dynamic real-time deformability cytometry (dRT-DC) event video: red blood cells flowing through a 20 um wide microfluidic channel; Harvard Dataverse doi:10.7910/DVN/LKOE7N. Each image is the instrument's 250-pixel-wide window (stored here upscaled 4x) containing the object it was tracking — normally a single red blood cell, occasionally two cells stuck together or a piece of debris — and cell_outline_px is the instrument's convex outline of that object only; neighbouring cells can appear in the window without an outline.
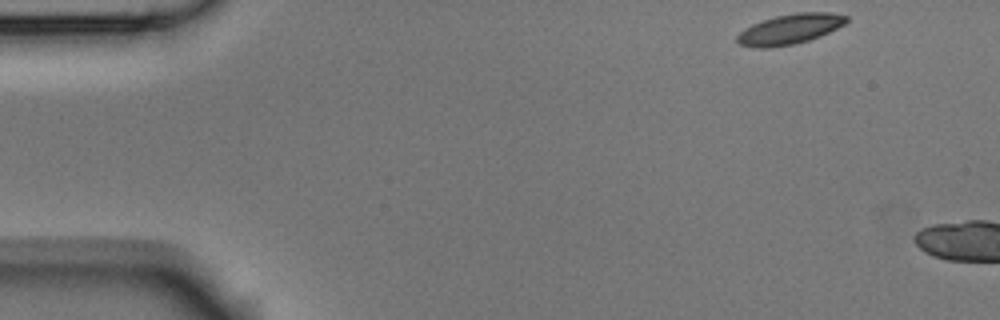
{"species": "Egyptian fruit bat (a non-hibernating species)", "species_latin": "Rousettus aegyptiacus", "temperature_condition": "room temperature", "stored_images_in_passage": 3, "camera_frame_rate_fps": 3000, "um_per_image_px": 0.085, "animal": {"sex": "male"}, "frame": {"image": 1, "passage_image": 1, "time_ms": 0.0, "image_size_px": [1000, 320], "cell_outline_px": [[848, 20], [844, 24], [820, 36], [808, 40], [792, 44], [764, 48], [760, 48], [740, 44], [736, 40], [736, 36], [744, 28], [752, 24], [776, 16], [796, 12], [828, 12], [848, 16]], "centroid_in_image_um": [67.13, 2.46], "position_along_channel_um": 17.9, "area_um2": 18.9}}